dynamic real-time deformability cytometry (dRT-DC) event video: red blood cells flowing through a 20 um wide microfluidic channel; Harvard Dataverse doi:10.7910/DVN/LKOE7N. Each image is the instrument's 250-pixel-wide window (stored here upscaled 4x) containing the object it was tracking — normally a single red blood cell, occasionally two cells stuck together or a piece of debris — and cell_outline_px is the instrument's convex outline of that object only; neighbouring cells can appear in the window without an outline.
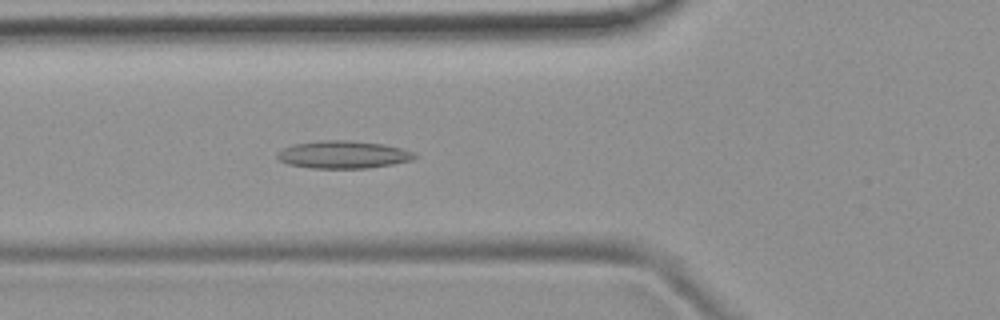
{"species": "common noctule bat (a hibernating species)", "species_latin": "Nyctalus noctula", "temperature_condition": "room temperature", "stored_images_in_passage": 53, "camera_frame_rate_fps": 3000, "um_per_image_px": 0.085, "animal": {"sex": "female", "body_mass_g": 19.9}, "frame": {"image": 1, "passage_image": 19, "time_ms": 6.0, "image_size_px": [1000, 320], "cell_outline_px": [[416, 156], [412, 160], [392, 164], [368, 168], [312, 168], [288, 164], [280, 160], [276, 156], [276, 152], [292, 144], [320, 140], [348, 140], [384, 144], [400, 148], [412, 152]], "centroid_in_image_um": [29.13, 13.13], "position_along_channel_um": 96.7, "area_um2": 22.02}}
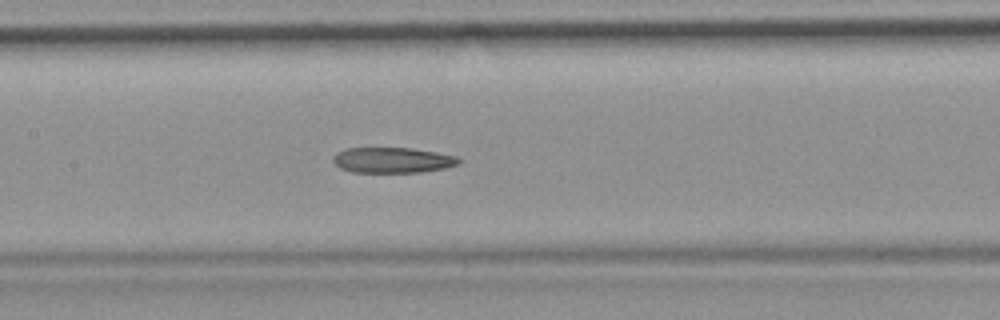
{"frame": {"image": 2, "passage_image": 25, "time_ms": 8.0, "image_size_px": [1000, 320], "cell_outline_px": [[460, 164], [444, 168], [420, 172], [352, 172], [340, 168], [332, 160], [332, 156], [336, 152], [348, 148], [412, 148], [436, 152], [456, 156], [460, 160]], "centroid_in_image_um": [33.35, 13.61], "position_along_channel_um": 174.1, "area_um2": 18.67}}
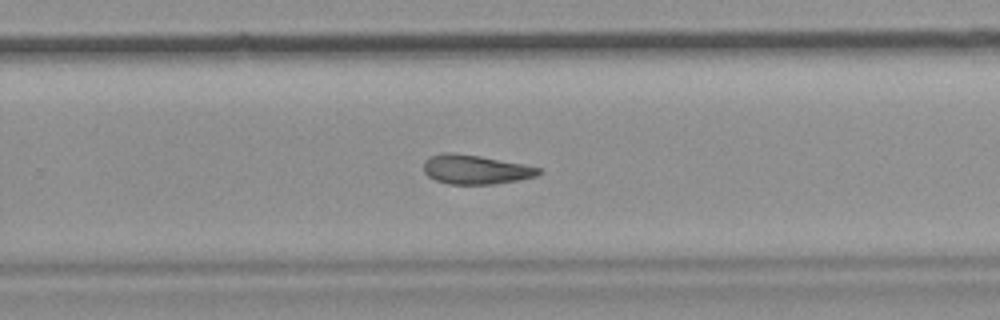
{"frame": {"image": 3, "passage_image": 34, "time_ms": 11.0, "image_size_px": [1000, 320], "cell_outline_px": [[544, 172], [536, 176], [516, 180], [492, 184], [448, 184], [436, 180], [428, 176], [424, 172], [424, 160], [428, 156], [444, 152], [452, 152], [480, 156], [524, 164], [540, 168]], "centroid_in_image_um": [40.4, 14.4], "position_along_channel_um": 289.4, "area_um2": 19.65}, "authors_computed_cell_mechanics": {"area_um2": 20.4612, "velocity_mm_per_s": 3.8629, "shape_relaxation_time_tau1_ms": null, "shape_relaxation_time_tau2_ms": 5.0127, "deformation_change_tau1": null, "deformation_change_tau2": 0.1468}}